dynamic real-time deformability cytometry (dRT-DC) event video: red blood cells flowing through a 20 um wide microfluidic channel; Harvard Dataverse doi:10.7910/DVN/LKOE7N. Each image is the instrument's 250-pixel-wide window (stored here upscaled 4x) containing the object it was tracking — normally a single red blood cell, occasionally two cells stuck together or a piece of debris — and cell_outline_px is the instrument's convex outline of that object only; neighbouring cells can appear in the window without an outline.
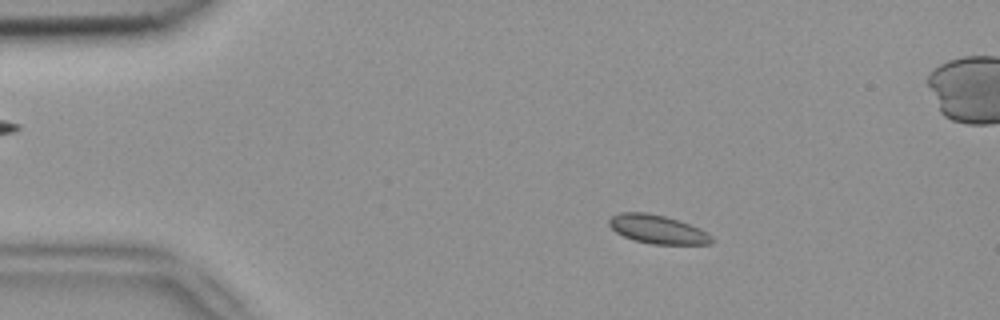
{"species": "common noctule bat (a hibernating species)", "species_latin": "Nyctalus noctula", "temperature_condition": "room temperature", "stored_images_in_passage": 4, "camera_frame_rate_fps": 3000, "um_per_image_px": 0.085, "animal": {"sex": "female", "body_mass_g": 18.4}, "frame": {"image": 1, "passage_image": 2, "time_ms": 0.333, "image_size_px": [1000, 320], "cell_outline_px": [[716, 240], [712, 244], [652, 244], [632, 240], [616, 232], [608, 224], [608, 220], [612, 216], [620, 212], [648, 212], [664, 216], [700, 228], [712, 236]], "centroid_in_image_um": [55.9, 19.5], "position_along_channel_um": 29.1, "area_um2": 17.17}}